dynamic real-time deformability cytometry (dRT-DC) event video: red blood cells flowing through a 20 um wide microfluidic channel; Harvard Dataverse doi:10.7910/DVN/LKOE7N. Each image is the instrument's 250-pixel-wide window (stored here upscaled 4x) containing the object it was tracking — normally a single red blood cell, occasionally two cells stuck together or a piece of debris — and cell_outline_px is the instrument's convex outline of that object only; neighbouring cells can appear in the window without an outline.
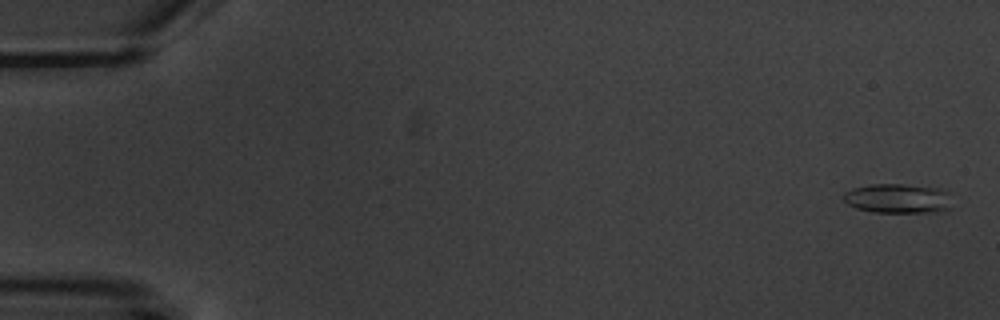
{"species": "common noctule bat (a hibernating species)", "species_latin": "Nyctalus noctula", "temperature_condition": "warm", "stored_images_in_passage": 6, "camera_frame_rate_fps": 3000, "um_per_image_px": 0.085, "animal": {"sex": "male", "body_mass_g": 20.1, "forearm_length_mm": 53.5}, "frame": {"image": 1, "passage_image": 1, "time_ms": 0.0, "image_size_px": [1000, 320], "cell_outline_px": [[948, 208], [936, 212], [872, 212], [856, 208], [848, 204], [844, 200], [844, 192], [852, 188], [872, 184], [904, 184], [940, 188], [948, 192]], "centroid_in_image_um": [76.27, 16.86], "position_along_channel_um": 8.7, "area_um2": 18.5}}
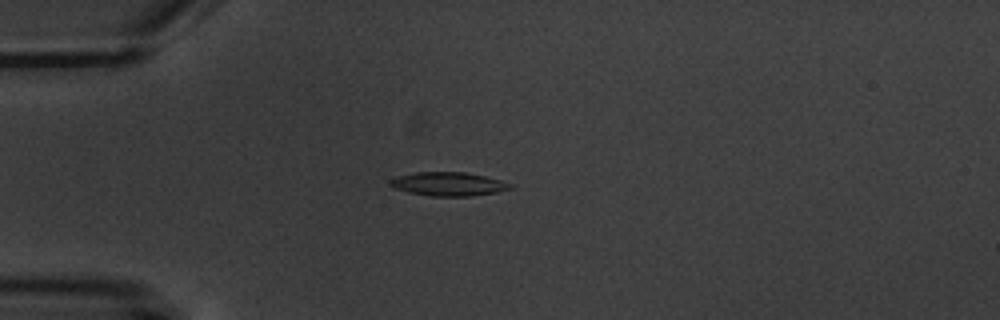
{"frame": {"image": 2, "passage_image": 5, "time_ms": 4.667, "image_size_px": [1000, 320], "cell_outline_px": [[516, 188], [496, 192], [472, 196], [428, 196], [408, 192], [396, 188], [388, 184], [388, 180], [400, 176], [416, 172], [464, 172], [484, 176], [500, 180], [512, 184]], "centroid_in_image_um": [38.14, 15.65], "position_along_channel_um": 46.9, "area_um2": 16.59}}